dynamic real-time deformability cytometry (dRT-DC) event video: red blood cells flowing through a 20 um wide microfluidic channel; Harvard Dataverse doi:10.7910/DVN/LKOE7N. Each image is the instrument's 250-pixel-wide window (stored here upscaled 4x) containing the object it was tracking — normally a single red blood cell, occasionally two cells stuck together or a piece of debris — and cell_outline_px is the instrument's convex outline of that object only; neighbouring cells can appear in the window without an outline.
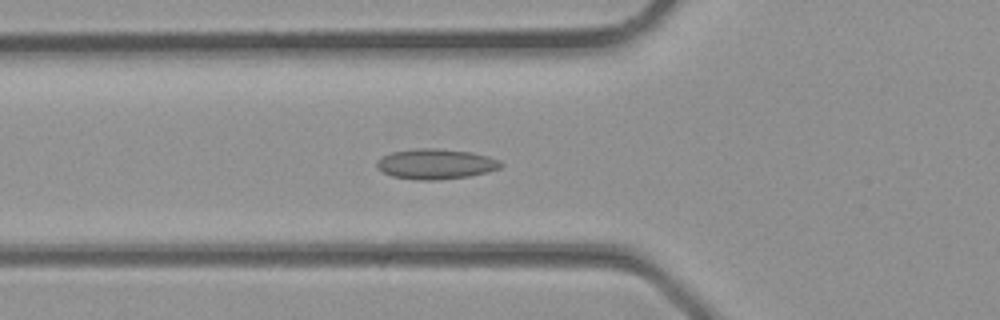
{"species": "common noctule bat (a hibernating species)", "species_latin": "Nyctalus noctula", "temperature_condition": "room temperature", "stored_images_in_passage": 36, "camera_frame_rate_fps": 3000, "um_per_image_px": 0.085, "animal": {"sex": "male", "body_mass_g": 23.1, "forearm_length_mm": 52.7}, "frame": {"image": 1, "passage_image": 12, "time_ms": 3.667, "image_size_px": [1000, 320], "cell_outline_px": [[504, 164], [500, 168], [488, 172], [468, 176], [436, 180], [416, 180], [392, 176], [376, 168], [376, 160], [380, 156], [392, 152], [416, 148], [440, 148], [472, 152], [488, 156], [500, 160]], "centroid_in_image_um": [37.03, 13.93], "position_along_channel_um": 88.8, "area_um2": 22.14}}
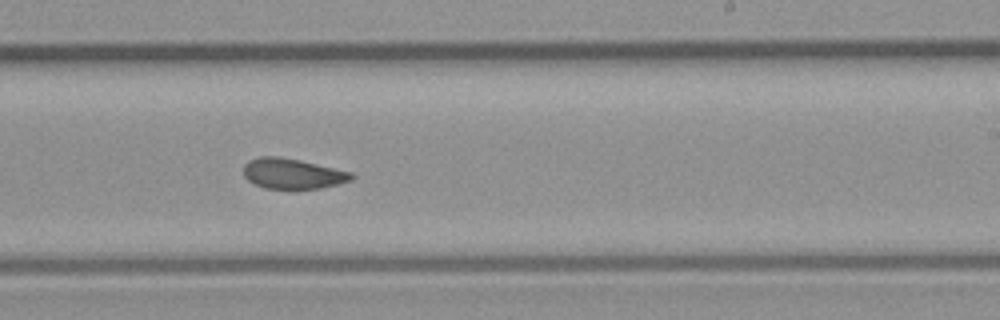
{"frame": {"image": 2, "passage_image": 21, "time_ms": 6.667, "image_size_px": [1000, 320], "cell_outline_px": [[356, 176], [352, 180], [320, 188], [292, 192], [264, 188], [248, 180], [244, 176], [244, 164], [248, 160], [260, 156], [276, 156], [300, 160], [352, 172]], "centroid_in_image_um": [24.86, 14.8], "position_along_channel_um": 264.1, "area_um2": 19.77}}
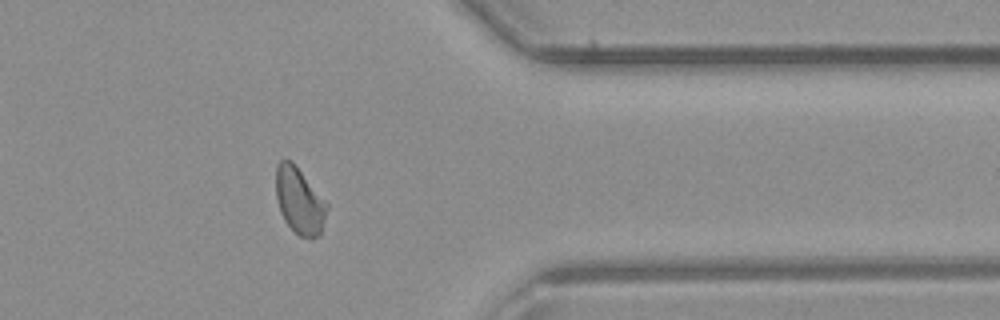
{"frame": {"image": 3, "passage_image": 28, "time_ms": 9.0, "image_size_px": [1000, 320], "cell_outline_px": [[328, 208], [320, 236], [312, 240], [300, 236], [284, 220], [280, 212], [276, 196], [276, 164], [280, 160], [292, 160], [328, 204]], "centroid_in_image_um": [25.46, 17.08], "position_along_channel_um": 385.9, "area_um2": 19.83}}